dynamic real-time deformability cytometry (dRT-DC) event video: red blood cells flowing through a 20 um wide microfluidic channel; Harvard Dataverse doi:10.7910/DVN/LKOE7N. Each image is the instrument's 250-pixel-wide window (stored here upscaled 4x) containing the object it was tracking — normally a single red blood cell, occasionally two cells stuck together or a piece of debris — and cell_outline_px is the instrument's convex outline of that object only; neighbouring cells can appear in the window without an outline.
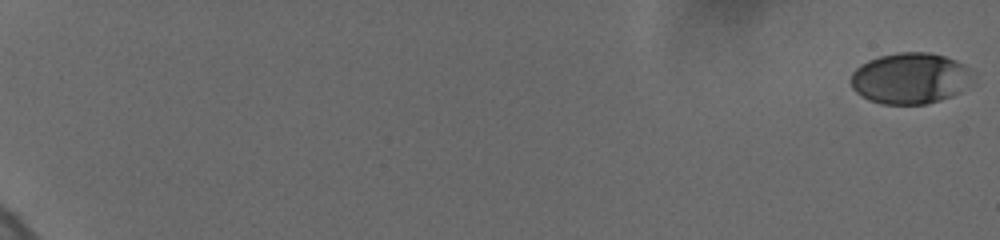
{"species": "human", "species_latin": "Homo sapiens", "temperature_condition": "cold", "stored_images_in_passage": 17, "camera_frame_rate_fps": 3000, "um_per_image_px": 0.085, "donor": {"sex": "female"}, "frame": {"image": 1, "passage_image": 1, "time_ms": 0.0, "image_size_px": [1000, 240], "cell_outline_px": [[976, 72], [960, 92], [952, 96], [928, 104], [884, 104], [868, 100], [860, 96], [852, 88], [852, 72], [860, 64], [868, 60], [880, 56], [900, 52], [928, 52], [944, 56], [956, 60], [964, 64]], "centroid_in_image_um": [77.37, 6.65], "position_along_channel_um": 7.6, "area_um2": 36.47}}
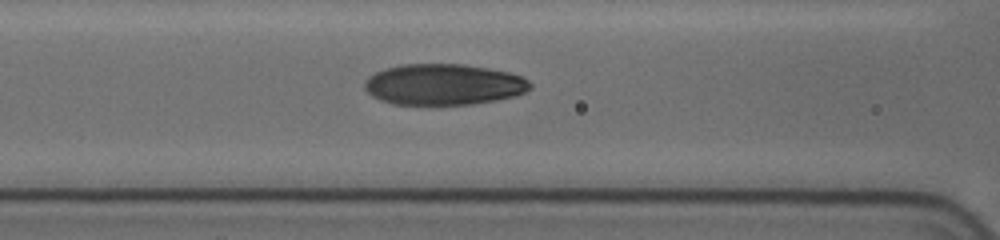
{"frame": {"image": 2, "passage_image": 15, "time_ms": 9.667, "image_size_px": [1000, 240], "cell_outline_px": [[532, 88], [516, 96], [496, 100], [472, 104], [432, 108], [392, 104], [380, 100], [372, 96], [364, 88], [364, 80], [368, 76], [384, 68], [400, 64], [464, 64], [508, 72], [520, 76], [528, 80], [532, 84]], "centroid_in_image_um": [37.66, 7.23], "position_along_channel_um": 128.9, "area_um2": 40.86}}
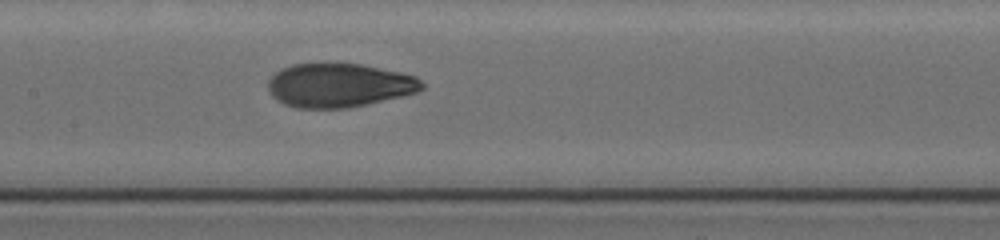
{"frame": {"image": 3, "passage_image": 17, "time_ms": 11.0, "image_size_px": [1000, 240], "cell_outline_px": [[424, 88], [416, 92], [400, 96], [348, 108], [296, 108], [284, 104], [276, 100], [268, 92], [268, 80], [276, 72], [292, 64], [324, 60], [336, 60], [360, 64], [400, 72], [416, 76], [424, 84]], "centroid_in_image_um": [28.77, 7.2], "position_along_channel_um": 178.6, "area_um2": 40.23}}